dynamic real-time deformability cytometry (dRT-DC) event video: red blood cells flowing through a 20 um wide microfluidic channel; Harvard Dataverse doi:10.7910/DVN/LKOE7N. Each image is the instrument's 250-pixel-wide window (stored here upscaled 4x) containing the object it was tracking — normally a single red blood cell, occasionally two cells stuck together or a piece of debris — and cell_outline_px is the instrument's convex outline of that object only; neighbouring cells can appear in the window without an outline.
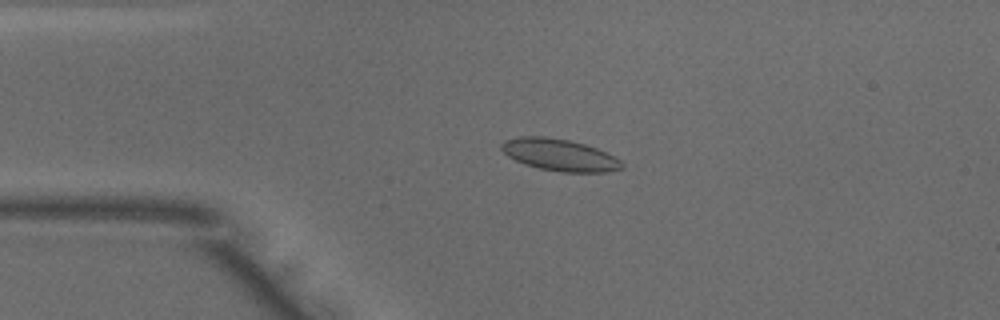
{"species": "common noctule bat (a hibernating species)", "species_latin": "Nyctalus noctula", "temperature_condition": "warm", "stored_images_in_passage": 40, "camera_frame_rate_fps": 3000, "um_per_image_px": 0.085, "animal": {"sex": "male", "body_mass_g": 18.8}, "frame": {"image": 1, "passage_image": 1, "time_ms": 0.0, "image_size_px": [1000, 320], "cell_outline_px": [[624, 168], [608, 172], [560, 172], [540, 168], [524, 164], [508, 156], [500, 148], [500, 144], [504, 140], [520, 136], [544, 136], [568, 140], [584, 144], [596, 148], [620, 160], [624, 164]], "centroid_in_image_um": [47.54, 13.17], "position_along_channel_um": 37.5, "area_um2": 22.31}}
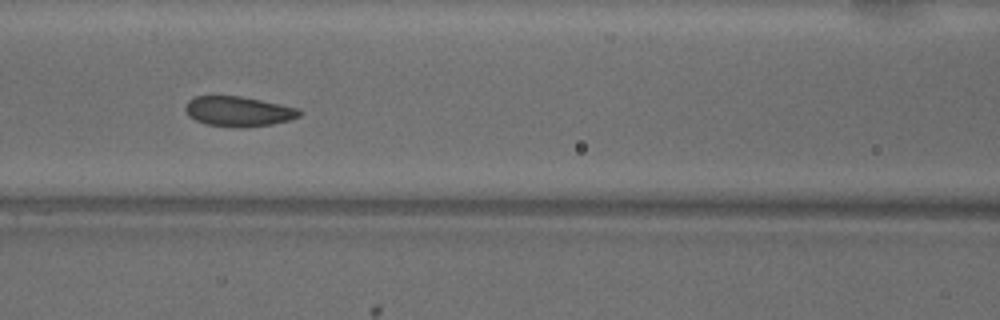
{"frame": {"image": 2, "passage_image": 11, "time_ms": 3.333, "image_size_px": [1000, 320], "cell_outline_px": [[304, 112], [300, 116], [288, 120], [272, 124], [244, 128], [204, 124], [188, 116], [184, 108], [188, 100], [196, 96], [240, 96], [300, 108]], "centroid_in_image_um": [20.27, 9.47], "position_along_channel_um": 146.3, "area_um2": 20.06}}
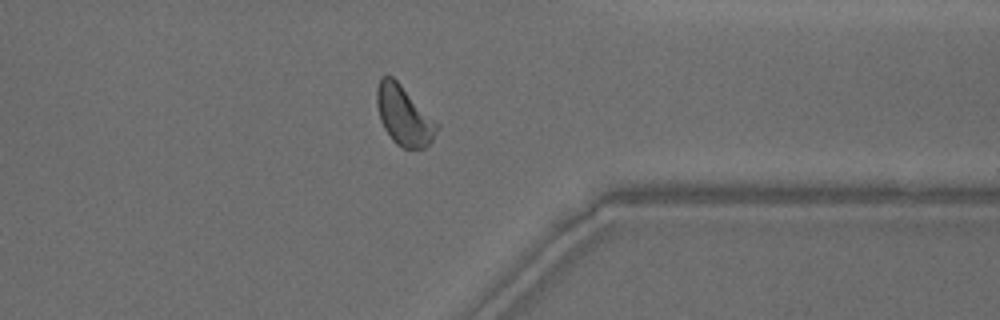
{"frame": {"image": 3, "passage_image": 29, "time_ms": 9.333, "image_size_px": [1000, 320], "cell_outline_px": [[440, 128], [432, 140], [424, 148], [404, 148], [396, 144], [392, 140], [384, 128], [380, 120], [376, 104], [376, 88], [380, 76], [392, 76], [440, 124]], "centroid_in_image_um": [34.33, 9.82], "position_along_channel_um": 377.1, "area_um2": 20.92}, "authors_computed_cell_mechanics": {"area_um2": 20.4323, "velocity_mm_per_s": 3.9985, "shape_relaxation_time_tau1_ms": 2.3073, "shape_relaxation_time_tau2_ms": 1.1607, "deformation_change_tau1": 0.0761, "deformation_change_tau2": 0.0467}}